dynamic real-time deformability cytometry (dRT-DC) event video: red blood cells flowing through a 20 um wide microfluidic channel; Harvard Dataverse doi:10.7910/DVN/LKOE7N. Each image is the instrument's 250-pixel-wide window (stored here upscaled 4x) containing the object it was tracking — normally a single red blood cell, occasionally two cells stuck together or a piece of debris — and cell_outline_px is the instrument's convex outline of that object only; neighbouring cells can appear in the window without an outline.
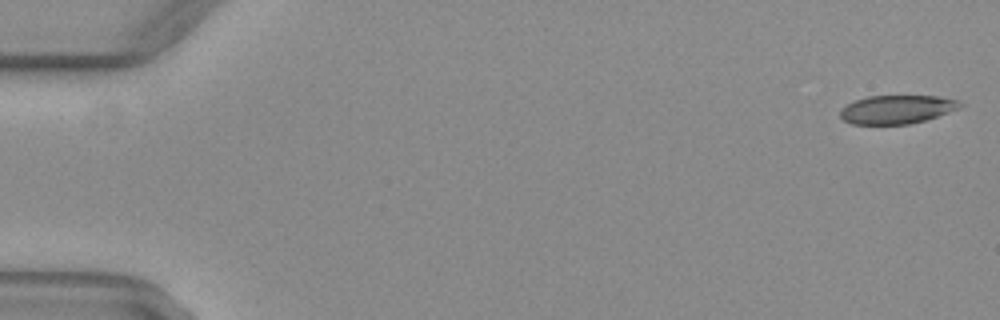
{"species": "common noctule bat (a hibernating species)", "species_latin": "Nyctalus noctula", "temperature_condition": "warm", "stored_images_in_passage": 51, "camera_frame_rate_fps": 3000, "um_per_image_px": 0.085, "animal": {"sex": "female", "body_mass_g": 29.2, "forearm_length_mm": 56.3}, "frame": {"image": 1, "passage_image": 1, "time_ms": 0.0, "image_size_px": [1000, 320], "cell_outline_px": [[964, 104], [960, 108], [924, 120], [908, 124], [852, 124], [844, 120], [840, 116], [840, 112], [848, 104], [856, 100], [868, 96], [940, 96], [956, 100]], "centroid_in_image_um": [76.25, 9.3], "position_along_channel_um": 8.8, "area_um2": 19.65}}
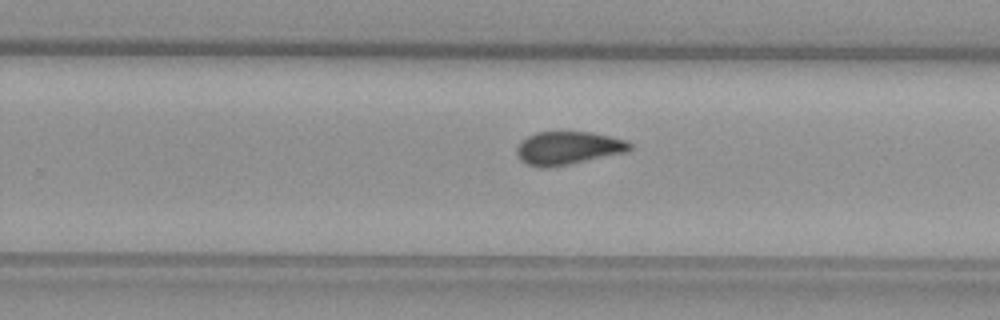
{"frame": {"image": 2, "passage_image": 33, "time_ms": 10.667, "image_size_px": [1000, 320], "cell_outline_px": [[632, 148], [628, 152], [572, 164], [548, 168], [540, 168], [528, 164], [520, 160], [516, 152], [516, 148], [528, 136], [536, 132], [592, 132], [628, 140], [632, 144]], "centroid_in_image_um": [48.34, 12.59], "position_along_channel_um": 281.5, "area_um2": 22.08}}
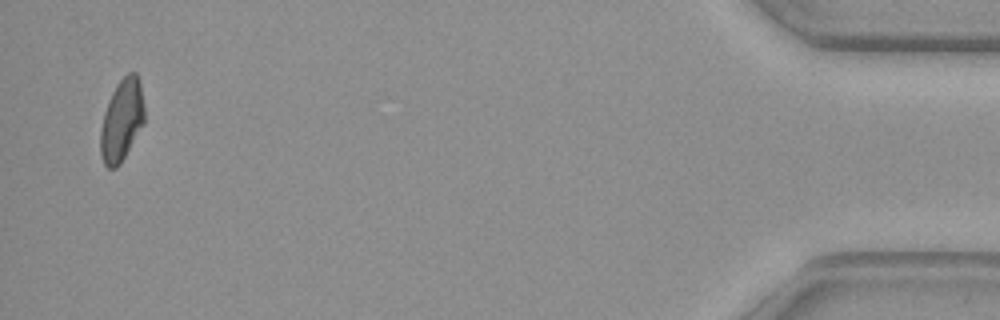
{"frame": {"image": 3, "passage_image": 50, "time_ms": 16.333, "image_size_px": [1000, 320], "cell_outline_px": [[144, 124], [120, 164], [116, 168], [108, 168], [104, 164], [100, 156], [100, 128], [104, 112], [108, 100], [116, 84], [128, 72], [136, 72], [140, 80], [144, 104]], "centroid_in_image_um": [10.34, 10.21], "position_along_channel_um": 424.9, "area_um2": 21.27}}